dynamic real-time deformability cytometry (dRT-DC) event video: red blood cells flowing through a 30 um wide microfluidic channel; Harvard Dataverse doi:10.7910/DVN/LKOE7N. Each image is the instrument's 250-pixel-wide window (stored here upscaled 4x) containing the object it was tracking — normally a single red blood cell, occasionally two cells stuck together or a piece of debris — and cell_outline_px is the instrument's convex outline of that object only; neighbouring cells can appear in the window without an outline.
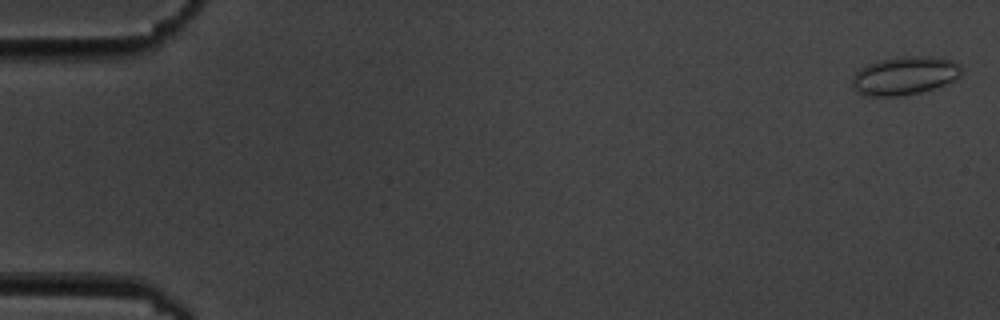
{"species": "common noctule bat (a hibernating species)", "species_latin": "Nyctalus noctula", "temperature_condition": "cold", "stored_images_in_passage": 5, "camera_frame_rate_fps": 3000, "um_per_image_px": 0.085, "animal": {"sex": "male", "body_mass_g": 19.5, "forearm_length_mm": 54.6}, "frame": {"image": 1, "passage_image": 1, "time_ms": 0.0, "image_size_px": [1000, 320], "cell_outline_px": [[960, 76], [944, 84], [920, 92], [900, 96], [864, 96], [852, 88], [852, 76], [860, 68], [876, 60], [904, 56], [932, 56], [952, 60], [960, 64]], "centroid_in_image_um": [76.84, 6.42], "position_along_channel_um": 8.2, "area_um2": 24.45}}
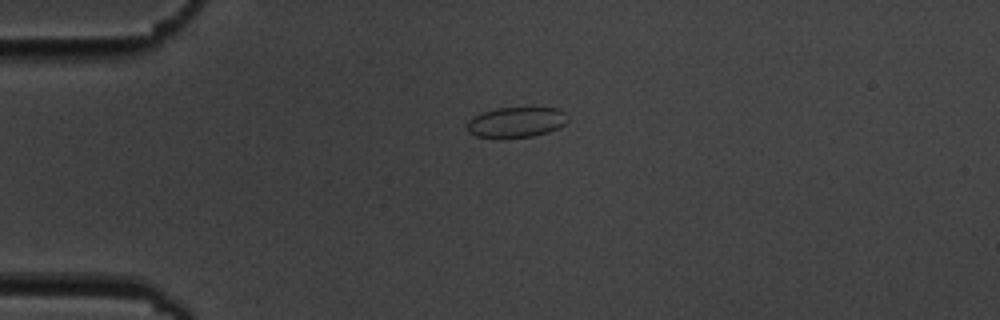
{"frame": {"image": 2, "passage_image": 4, "time_ms": 4.333, "image_size_px": [1000, 320], "cell_outline_px": [[568, 120], [564, 124], [548, 132], [532, 136], [476, 136], [468, 132], [468, 120], [472, 116], [496, 108], [560, 108], [564, 112]], "centroid_in_image_um": [43.88, 10.36], "position_along_channel_um": 41.1, "area_um2": 17.28}}